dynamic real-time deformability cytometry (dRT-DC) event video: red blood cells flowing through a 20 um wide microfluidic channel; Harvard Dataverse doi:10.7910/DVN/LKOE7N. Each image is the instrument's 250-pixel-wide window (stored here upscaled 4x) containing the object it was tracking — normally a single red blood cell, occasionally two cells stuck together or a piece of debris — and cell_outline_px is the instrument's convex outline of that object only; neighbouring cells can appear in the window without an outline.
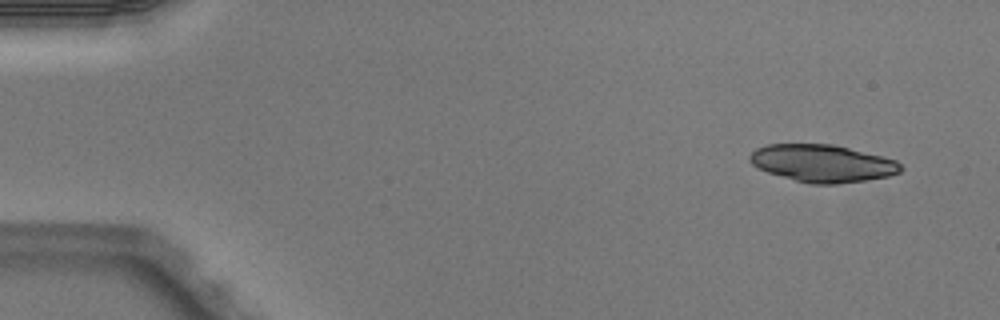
{"species": "Egyptian fruit bat (a non-hibernating species)", "species_latin": "Rousettus aegyptiacus", "temperature_condition": "warm", "stored_images_in_passage": 4, "camera_frame_rate_fps": 3000, "um_per_image_px": 0.085, "animal": {"sex": "male"}, "frame": {"image": 1, "passage_image": 1, "time_ms": 0.0, "image_size_px": [1000, 320], "cell_outline_px": [[904, 168], [900, 172], [888, 176], [864, 180], [836, 184], [812, 184], [796, 180], [768, 172], [752, 164], [748, 160], [748, 156], [756, 148], [768, 144], [832, 144], [896, 160]], "centroid_in_image_um": [69.89, 13.88], "position_along_channel_um": 15.1, "area_um2": 32.54}}